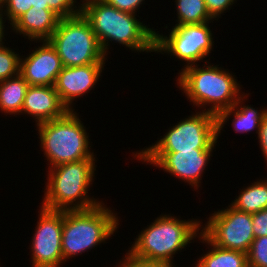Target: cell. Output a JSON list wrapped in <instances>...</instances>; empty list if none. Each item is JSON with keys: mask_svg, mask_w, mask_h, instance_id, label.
<instances>
[{"mask_svg": "<svg viewBox=\"0 0 267 267\" xmlns=\"http://www.w3.org/2000/svg\"><path fill=\"white\" fill-rule=\"evenodd\" d=\"M127 251V252H126ZM114 267H174L165 263L146 261L134 257L128 250Z\"/></svg>", "mask_w": 267, "mask_h": 267, "instance_id": "27", "label": "cell"}, {"mask_svg": "<svg viewBox=\"0 0 267 267\" xmlns=\"http://www.w3.org/2000/svg\"><path fill=\"white\" fill-rule=\"evenodd\" d=\"M47 2L50 10L60 18H68L80 13L81 3L77 0H47Z\"/></svg>", "mask_w": 267, "mask_h": 267, "instance_id": "25", "label": "cell"}, {"mask_svg": "<svg viewBox=\"0 0 267 267\" xmlns=\"http://www.w3.org/2000/svg\"><path fill=\"white\" fill-rule=\"evenodd\" d=\"M180 218L162 213L138 233L128 251L136 258L176 267L173 258L198 241L202 225L199 218Z\"/></svg>", "mask_w": 267, "mask_h": 267, "instance_id": "3", "label": "cell"}, {"mask_svg": "<svg viewBox=\"0 0 267 267\" xmlns=\"http://www.w3.org/2000/svg\"><path fill=\"white\" fill-rule=\"evenodd\" d=\"M97 160L88 158L49 168L40 206L59 211L85 210L103 202V199L89 195L95 180Z\"/></svg>", "mask_w": 267, "mask_h": 267, "instance_id": "4", "label": "cell"}, {"mask_svg": "<svg viewBox=\"0 0 267 267\" xmlns=\"http://www.w3.org/2000/svg\"><path fill=\"white\" fill-rule=\"evenodd\" d=\"M107 206L103 201L90 209L63 211L61 245L64 262L86 251L91 252L115 236L120 218L115 208Z\"/></svg>", "mask_w": 267, "mask_h": 267, "instance_id": "5", "label": "cell"}, {"mask_svg": "<svg viewBox=\"0 0 267 267\" xmlns=\"http://www.w3.org/2000/svg\"><path fill=\"white\" fill-rule=\"evenodd\" d=\"M251 95L250 93L243 94L235 105H233L231 108L224 110L220 112L216 116V125H217V140L221 136V132L223 130L225 125L229 124V119L231 120V127L232 130L236 133H252L253 130H255L257 136L259 132L260 123L262 120V117L267 112V107L259 109L254 108L251 105H246L245 102L248 101V96ZM247 100V101H246ZM245 104V105H244ZM232 116V117H231ZM228 121V124H227Z\"/></svg>", "mask_w": 267, "mask_h": 267, "instance_id": "16", "label": "cell"}, {"mask_svg": "<svg viewBox=\"0 0 267 267\" xmlns=\"http://www.w3.org/2000/svg\"><path fill=\"white\" fill-rule=\"evenodd\" d=\"M240 190L230 203L236 210L252 214L267 208V178H257Z\"/></svg>", "mask_w": 267, "mask_h": 267, "instance_id": "20", "label": "cell"}, {"mask_svg": "<svg viewBox=\"0 0 267 267\" xmlns=\"http://www.w3.org/2000/svg\"><path fill=\"white\" fill-rule=\"evenodd\" d=\"M248 267H267V236L255 238L247 252Z\"/></svg>", "mask_w": 267, "mask_h": 267, "instance_id": "23", "label": "cell"}, {"mask_svg": "<svg viewBox=\"0 0 267 267\" xmlns=\"http://www.w3.org/2000/svg\"><path fill=\"white\" fill-rule=\"evenodd\" d=\"M31 4L35 8L50 9L47 0H31Z\"/></svg>", "mask_w": 267, "mask_h": 267, "instance_id": "32", "label": "cell"}, {"mask_svg": "<svg viewBox=\"0 0 267 267\" xmlns=\"http://www.w3.org/2000/svg\"><path fill=\"white\" fill-rule=\"evenodd\" d=\"M60 17L50 9L32 6L9 29L28 41L48 40L56 30Z\"/></svg>", "mask_w": 267, "mask_h": 267, "instance_id": "17", "label": "cell"}, {"mask_svg": "<svg viewBox=\"0 0 267 267\" xmlns=\"http://www.w3.org/2000/svg\"><path fill=\"white\" fill-rule=\"evenodd\" d=\"M5 42L0 43V82L19 74L20 54L23 52L15 51L16 48H10Z\"/></svg>", "mask_w": 267, "mask_h": 267, "instance_id": "22", "label": "cell"}, {"mask_svg": "<svg viewBox=\"0 0 267 267\" xmlns=\"http://www.w3.org/2000/svg\"><path fill=\"white\" fill-rule=\"evenodd\" d=\"M29 87L27 81L18 74L0 82V113L4 116L21 115L26 91Z\"/></svg>", "mask_w": 267, "mask_h": 267, "instance_id": "19", "label": "cell"}, {"mask_svg": "<svg viewBox=\"0 0 267 267\" xmlns=\"http://www.w3.org/2000/svg\"><path fill=\"white\" fill-rule=\"evenodd\" d=\"M166 129L161 138L146 148L132 153H177L193 149H216L217 125L216 116L197 111Z\"/></svg>", "mask_w": 267, "mask_h": 267, "instance_id": "8", "label": "cell"}, {"mask_svg": "<svg viewBox=\"0 0 267 267\" xmlns=\"http://www.w3.org/2000/svg\"><path fill=\"white\" fill-rule=\"evenodd\" d=\"M201 223V232L214 244L221 248L247 253L252 241V214L236 210L230 204L226 208L217 209ZM204 224V225H203Z\"/></svg>", "mask_w": 267, "mask_h": 267, "instance_id": "10", "label": "cell"}, {"mask_svg": "<svg viewBox=\"0 0 267 267\" xmlns=\"http://www.w3.org/2000/svg\"><path fill=\"white\" fill-rule=\"evenodd\" d=\"M204 1L206 3L208 13L214 20H216L215 23L219 20V18L221 19L224 13L229 12L231 8H233L232 7L233 4L235 6L237 4V0H204Z\"/></svg>", "mask_w": 267, "mask_h": 267, "instance_id": "26", "label": "cell"}, {"mask_svg": "<svg viewBox=\"0 0 267 267\" xmlns=\"http://www.w3.org/2000/svg\"><path fill=\"white\" fill-rule=\"evenodd\" d=\"M253 233L255 238L267 236V208L252 213Z\"/></svg>", "mask_w": 267, "mask_h": 267, "instance_id": "29", "label": "cell"}, {"mask_svg": "<svg viewBox=\"0 0 267 267\" xmlns=\"http://www.w3.org/2000/svg\"><path fill=\"white\" fill-rule=\"evenodd\" d=\"M67 111L54 86L29 85L21 115L32 117L35 125H38L60 118Z\"/></svg>", "mask_w": 267, "mask_h": 267, "instance_id": "15", "label": "cell"}, {"mask_svg": "<svg viewBox=\"0 0 267 267\" xmlns=\"http://www.w3.org/2000/svg\"><path fill=\"white\" fill-rule=\"evenodd\" d=\"M2 7L4 20L8 21L9 28L32 7V4L31 0H4Z\"/></svg>", "mask_w": 267, "mask_h": 267, "instance_id": "24", "label": "cell"}, {"mask_svg": "<svg viewBox=\"0 0 267 267\" xmlns=\"http://www.w3.org/2000/svg\"><path fill=\"white\" fill-rule=\"evenodd\" d=\"M105 64H89L76 67H64L58 74L54 88L62 104L68 110H75L73 106L76 99L94 90L96 84L101 80ZM101 76V77H100ZM100 79V80H99ZM75 101V102H74Z\"/></svg>", "mask_w": 267, "mask_h": 267, "instance_id": "14", "label": "cell"}, {"mask_svg": "<svg viewBox=\"0 0 267 267\" xmlns=\"http://www.w3.org/2000/svg\"><path fill=\"white\" fill-rule=\"evenodd\" d=\"M212 23L214 21L192 25H173L168 29L167 35L155 31L154 53L177 58L182 62L183 68L180 70L201 64L203 61L204 63L210 61L211 51H214L212 49L215 46L212 26L209 27Z\"/></svg>", "mask_w": 267, "mask_h": 267, "instance_id": "9", "label": "cell"}, {"mask_svg": "<svg viewBox=\"0 0 267 267\" xmlns=\"http://www.w3.org/2000/svg\"><path fill=\"white\" fill-rule=\"evenodd\" d=\"M257 138L261 154L267 166V112L262 117Z\"/></svg>", "mask_w": 267, "mask_h": 267, "instance_id": "30", "label": "cell"}, {"mask_svg": "<svg viewBox=\"0 0 267 267\" xmlns=\"http://www.w3.org/2000/svg\"><path fill=\"white\" fill-rule=\"evenodd\" d=\"M198 240L207 245L208 250L197 256L194 267H248L247 253L214 245L202 232Z\"/></svg>", "mask_w": 267, "mask_h": 267, "instance_id": "18", "label": "cell"}, {"mask_svg": "<svg viewBox=\"0 0 267 267\" xmlns=\"http://www.w3.org/2000/svg\"><path fill=\"white\" fill-rule=\"evenodd\" d=\"M48 41L56 49L64 67L106 64L107 56L90 22L81 12L72 17L60 18Z\"/></svg>", "mask_w": 267, "mask_h": 267, "instance_id": "7", "label": "cell"}, {"mask_svg": "<svg viewBox=\"0 0 267 267\" xmlns=\"http://www.w3.org/2000/svg\"><path fill=\"white\" fill-rule=\"evenodd\" d=\"M108 5L117 8L120 11L128 12L131 14H139L142 4H145V0H103ZM144 2V3H143Z\"/></svg>", "mask_w": 267, "mask_h": 267, "instance_id": "28", "label": "cell"}, {"mask_svg": "<svg viewBox=\"0 0 267 267\" xmlns=\"http://www.w3.org/2000/svg\"><path fill=\"white\" fill-rule=\"evenodd\" d=\"M80 3V12L90 22L106 56L111 43L138 54L155 52L156 30L141 22L138 14L120 11L103 0H80Z\"/></svg>", "mask_w": 267, "mask_h": 267, "instance_id": "1", "label": "cell"}, {"mask_svg": "<svg viewBox=\"0 0 267 267\" xmlns=\"http://www.w3.org/2000/svg\"><path fill=\"white\" fill-rule=\"evenodd\" d=\"M5 23L6 22L4 20L3 7H2V3L0 2V43L6 41L5 36L6 38L8 36V30H7L8 27L6 28V26L8 25H6Z\"/></svg>", "mask_w": 267, "mask_h": 267, "instance_id": "31", "label": "cell"}, {"mask_svg": "<svg viewBox=\"0 0 267 267\" xmlns=\"http://www.w3.org/2000/svg\"><path fill=\"white\" fill-rule=\"evenodd\" d=\"M207 63V64H206ZM175 87L197 111L217 116L245 94L233 72L210 61L188 66L177 73Z\"/></svg>", "mask_w": 267, "mask_h": 267, "instance_id": "2", "label": "cell"}, {"mask_svg": "<svg viewBox=\"0 0 267 267\" xmlns=\"http://www.w3.org/2000/svg\"><path fill=\"white\" fill-rule=\"evenodd\" d=\"M214 149H193L177 153H132L137 162L163 170L188 184L193 191L201 188L205 169L213 157Z\"/></svg>", "mask_w": 267, "mask_h": 267, "instance_id": "11", "label": "cell"}, {"mask_svg": "<svg viewBox=\"0 0 267 267\" xmlns=\"http://www.w3.org/2000/svg\"><path fill=\"white\" fill-rule=\"evenodd\" d=\"M38 221L31 239V267H60L65 264L62 254L63 211L39 205Z\"/></svg>", "mask_w": 267, "mask_h": 267, "instance_id": "12", "label": "cell"}, {"mask_svg": "<svg viewBox=\"0 0 267 267\" xmlns=\"http://www.w3.org/2000/svg\"><path fill=\"white\" fill-rule=\"evenodd\" d=\"M37 42L39 46L31 47L29 54L20 55L19 74L29 85L54 86L63 68L61 59L48 40L31 41Z\"/></svg>", "mask_w": 267, "mask_h": 267, "instance_id": "13", "label": "cell"}, {"mask_svg": "<svg viewBox=\"0 0 267 267\" xmlns=\"http://www.w3.org/2000/svg\"><path fill=\"white\" fill-rule=\"evenodd\" d=\"M79 113L68 110L62 117L36 125L39 147L45 160L47 169L61 164L97 158L91 150L88 128Z\"/></svg>", "mask_w": 267, "mask_h": 267, "instance_id": "6", "label": "cell"}, {"mask_svg": "<svg viewBox=\"0 0 267 267\" xmlns=\"http://www.w3.org/2000/svg\"><path fill=\"white\" fill-rule=\"evenodd\" d=\"M174 1V0H173ZM175 25H192L215 21L208 13L204 0H175Z\"/></svg>", "mask_w": 267, "mask_h": 267, "instance_id": "21", "label": "cell"}]
</instances>
